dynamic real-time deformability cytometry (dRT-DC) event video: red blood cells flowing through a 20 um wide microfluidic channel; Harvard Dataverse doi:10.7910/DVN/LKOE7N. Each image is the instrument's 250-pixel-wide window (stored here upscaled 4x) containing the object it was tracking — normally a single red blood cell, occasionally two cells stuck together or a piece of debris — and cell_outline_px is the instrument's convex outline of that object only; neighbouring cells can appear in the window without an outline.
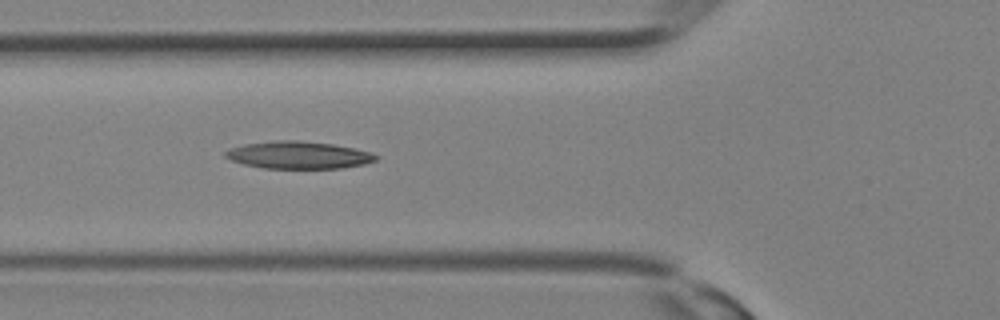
{"species": "Egyptian fruit bat (a non-hibernating species)", "species_latin": "Rousettus aegyptiacus", "temperature_condition": "room temperature", "stored_images_in_passage": 23, "camera_frame_rate_fps": 3000, "um_per_image_px": 0.085, "animal": {"sex": "female"}, "frame": {"image": 1, "passage_image": 12, "time_ms": 3.667, "image_size_px": [1000, 320], "cell_outline_px": [[380, 156], [376, 160], [364, 164], [344, 168], [264, 168], [244, 164], [232, 160], [224, 156], [224, 152], [232, 148], [244, 144], [276, 140], [300, 140], [332, 144], [372, 152]], "centroid_in_image_um": [25.4, 13.18], "position_along_channel_um": 100.4, "area_um2": 23.93}}
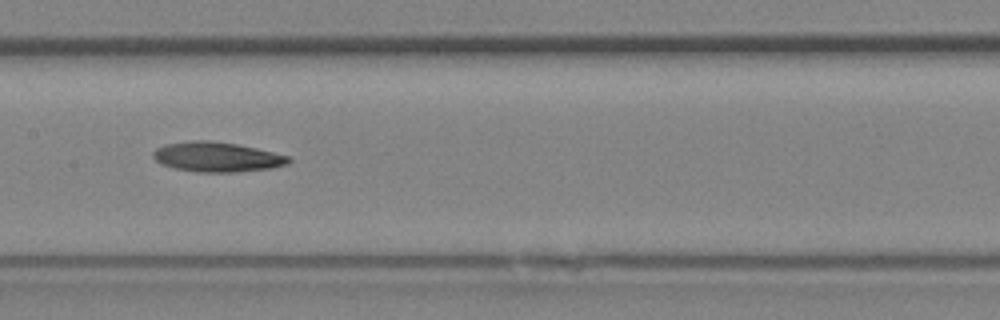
{"frame": {"image": 2, "passage_image": 16, "time_ms": 5.0, "image_size_px": [1000, 320], "cell_outline_px": [[292, 160], [288, 164], [272, 168], [236, 172], [196, 172], [172, 168], [160, 164], [152, 156], [152, 152], [156, 148], [164, 144], [192, 140], [212, 140], [236, 144], [256, 148], [288, 156]], "centroid_in_image_um": [18.4, 13.34], "position_along_channel_um": 189.0, "area_um2": 23.76}}
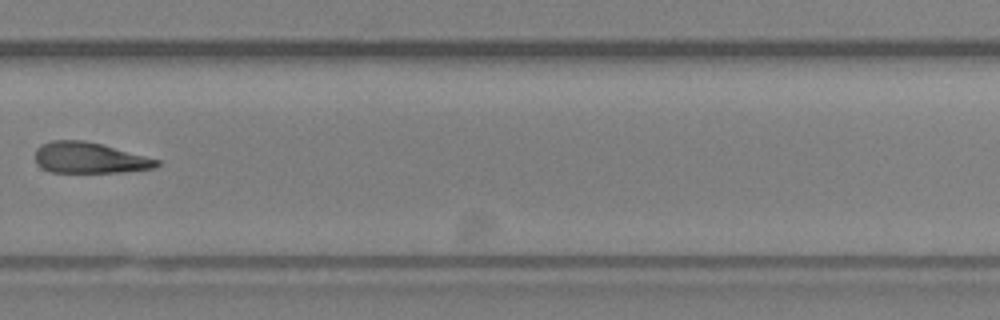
{"frame": {"image": 3, "passage_image": 22, "time_ms": 7.0, "image_size_px": [1000, 320], "cell_outline_px": [[160, 164], [156, 168], [124, 172], [52, 172], [40, 168], [36, 164], [36, 148], [40, 144], [52, 140], [84, 140], [100, 144], [160, 160]], "centroid_in_image_um": [7.58, 13.42], "position_along_channel_um": 322.2, "area_um2": 21.91}}